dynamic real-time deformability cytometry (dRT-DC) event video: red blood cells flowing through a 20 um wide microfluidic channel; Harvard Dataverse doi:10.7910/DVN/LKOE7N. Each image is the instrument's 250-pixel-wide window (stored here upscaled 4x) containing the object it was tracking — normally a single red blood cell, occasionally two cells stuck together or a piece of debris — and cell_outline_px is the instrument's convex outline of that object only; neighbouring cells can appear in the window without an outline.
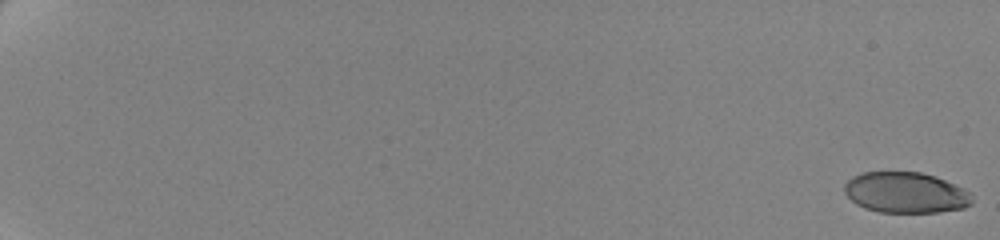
{"species": "human", "species_latin": "Homo sapiens", "temperature_condition": "cold", "stored_images_in_passage": 62, "camera_frame_rate_fps": 3000, "um_per_image_px": 0.085, "donor": {"sex": "female"}, "frame": {"image": 1, "passage_image": 1, "time_ms": 0.0, "image_size_px": [1000, 240], "cell_outline_px": [[972, 204], [964, 208], [936, 212], [880, 212], [864, 208], [856, 204], [844, 192], [844, 184], [852, 176], [864, 172], [920, 172], [936, 176], [964, 188], [972, 192]], "centroid_in_image_um": [77.0, 16.37], "position_along_channel_um": 8.0, "area_um2": 30.52}}
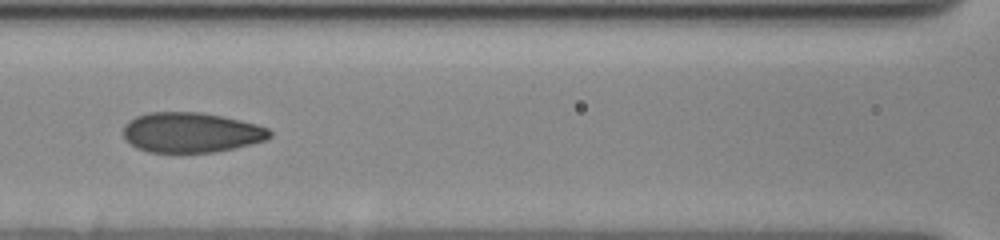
{"frame": {"image": 2, "passage_image": 33, "time_ms": 10.667, "image_size_px": [1000, 240], "cell_outline_px": [[272, 136], [264, 140], [252, 144], [216, 152], [148, 152], [136, 148], [124, 140], [124, 124], [128, 120], [136, 116], [148, 112], [200, 112], [240, 120], [256, 124], [268, 128], [272, 132]], "centroid_in_image_um": [16.22, 11.26], "position_along_channel_um": 150.4, "area_um2": 34.33}}
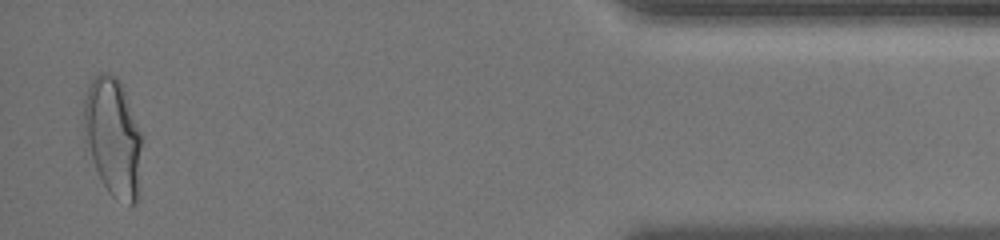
{"frame": {"image": 3, "passage_image": 61, "time_ms": 20.0, "image_size_px": [1000, 240], "cell_outline_px": [[140, 196], [136, 204], [128, 204], [116, 200], [108, 192], [84, 148], [84, 100], [88, 88], [92, 80], [100, 72], [104, 72], [116, 76], [120, 80], [124, 88], [140, 132]], "centroid_in_image_um": [9.59, 11.71], "position_along_channel_um": 425.6, "area_um2": 40.46}, "authors_computed_cell_mechanics": {"area_um2": 34.1309, "velocity_mm_per_s": 3.5084, "shape_relaxation_time_tau1_ms": 4.8295, "shape_relaxation_time_tau2_ms": null, "deformation_change_tau1": 0.1678, "deformation_change_tau2": null}}